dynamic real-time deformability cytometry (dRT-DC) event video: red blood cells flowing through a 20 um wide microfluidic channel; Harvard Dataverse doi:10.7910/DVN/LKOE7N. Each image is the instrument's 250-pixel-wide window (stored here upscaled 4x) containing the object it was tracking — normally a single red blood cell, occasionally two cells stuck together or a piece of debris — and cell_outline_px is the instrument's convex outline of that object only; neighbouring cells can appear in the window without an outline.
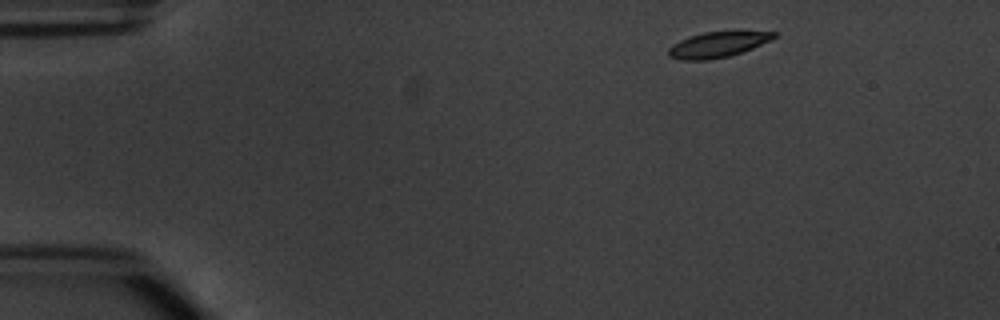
{"species": "common noctule bat (a hibernating species)", "species_latin": "Nyctalus noctula", "temperature_condition": "warm", "stored_images_in_passage": 3, "camera_frame_rate_fps": 3000, "um_per_image_px": 0.085, "animal": {"sex": "male", "body_mass_g": 20.1, "forearm_length_mm": 53.5}, "frame": {"image": 1, "passage_image": 1, "time_ms": 0.0, "image_size_px": [1000, 320], "cell_outline_px": [[776, 36], [772, 40], [744, 52], [728, 56], [708, 60], [680, 60], [668, 56], [668, 48], [672, 44], [688, 36], [704, 32], [736, 28], [776, 32]], "centroid_in_image_um": [61.08, 3.73], "position_along_channel_um": 23.9, "area_um2": 16.7}}